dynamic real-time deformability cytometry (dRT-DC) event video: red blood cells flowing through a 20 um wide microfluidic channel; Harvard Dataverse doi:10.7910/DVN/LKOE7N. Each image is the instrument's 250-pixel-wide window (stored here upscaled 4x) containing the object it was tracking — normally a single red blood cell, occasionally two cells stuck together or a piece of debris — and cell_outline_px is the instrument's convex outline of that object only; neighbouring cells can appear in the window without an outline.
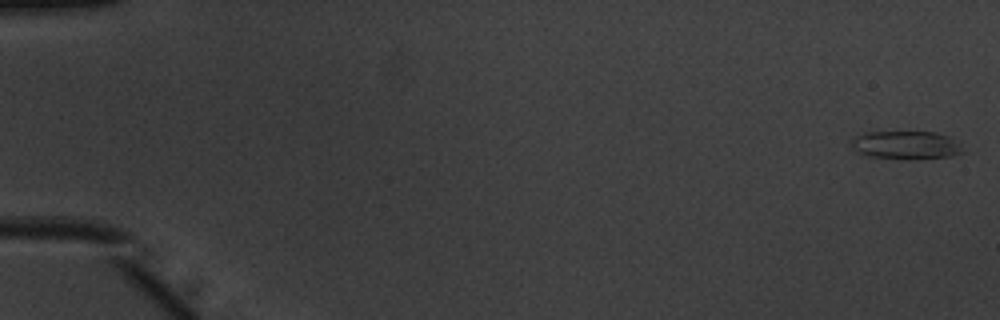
{"species": "common noctule bat (a hibernating species)", "species_latin": "Nyctalus noctula", "temperature_condition": "warm", "stored_images_in_passage": 50, "camera_frame_rate_fps": 3000, "um_per_image_px": 0.085, "animal": {"sex": "male", "body_mass_g": 20.1, "forearm_length_mm": 53.5}, "frame": {"image": 1, "passage_image": 1, "time_ms": 0.0, "image_size_px": [1000, 320], "cell_outline_px": [[964, 152], [952, 156], [908, 160], [868, 156], [860, 152], [852, 144], [852, 140], [856, 136], [864, 132], [936, 132], [960, 140]], "centroid_in_image_um": [77.11, 12.33], "position_along_channel_um": 7.9, "area_um2": 18.5}}
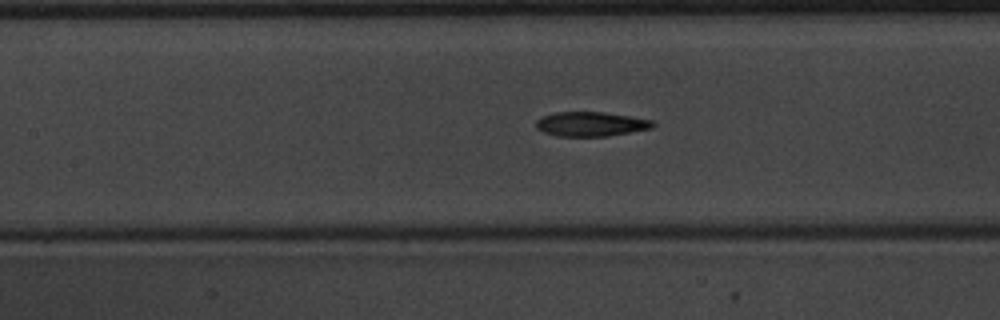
{"frame": {"image": 2, "passage_image": 25, "time_ms": 8.0, "image_size_px": [1000, 320], "cell_outline_px": [[656, 124], [652, 128], [608, 136], [556, 136], [544, 132], [536, 128], [536, 120], [544, 116], [556, 112], [604, 112], [632, 116], [652, 120]], "centroid_in_image_um": [50.24, 10.54], "position_along_channel_um": 157.2, "area_um2": 16.65}}
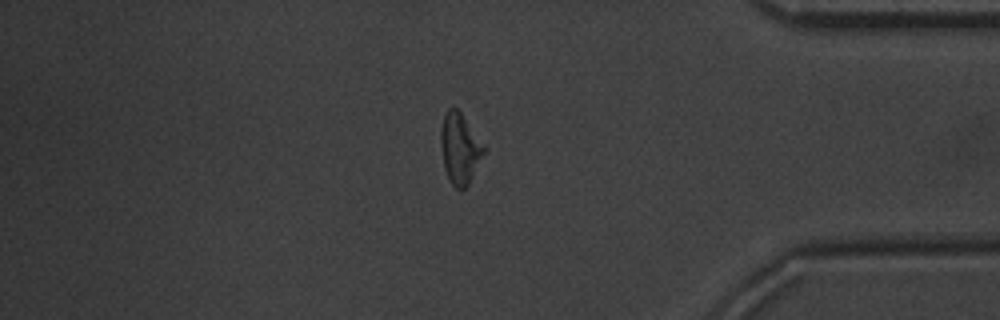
{"frame": {"image": 3, "passage_image": 45, "time_ms": 14.667, "image_size_px": [1000, 320], "cell_outline_px": [[488, 148], [468, 184], [460, 192], [452, 184], [444, 168], [440, 144], [440, 128], [444, 116], [448, 108], [456, 108], [460, 112]], "centroid_in_image_um": [39.1, 12.62], "position_along_channel_um": 396.1, "area_um2": 17.92}}